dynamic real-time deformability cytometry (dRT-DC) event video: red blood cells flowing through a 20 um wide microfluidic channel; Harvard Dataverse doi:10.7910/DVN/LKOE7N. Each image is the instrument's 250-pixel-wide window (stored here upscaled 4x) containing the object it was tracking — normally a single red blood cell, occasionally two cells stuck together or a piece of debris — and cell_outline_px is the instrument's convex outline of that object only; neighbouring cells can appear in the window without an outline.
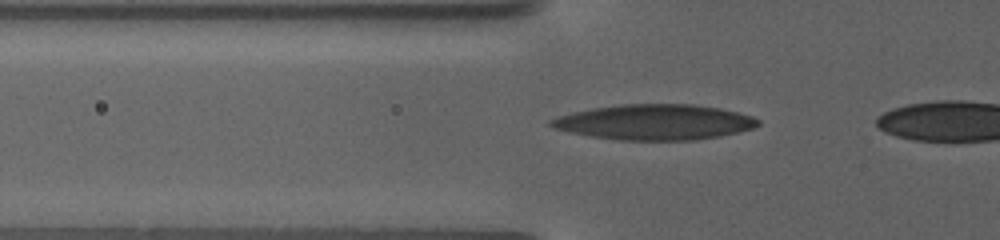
{"species": "human", "species_latin": "Homo sapiens", "temperature_condition": "warm", "stored_images_in_passage": 25, "camera_frame_rate_fps": 3000, "um_per_image_px": 0.085, "donor": {"sex": "female"}, "frame": {"image": 1, "passage_image": 2, "time_ms": 0.333, "image_size_px": [1000, 240], "cell_outline_px": [[760, 124], [752, 128], [720, 136], [692, 140], [620, 140], [588, 136], [568, 132], [552, 128], [548, 124], [548, 120], [556, 116], [572, 112], [592, 108], [620, 104], [692, 104], [720, 108], [752, 116], [760, 120]], "centroid_in_image_um": [55.57, 10.38], "position_along_channel_um": 70.2, "area_um2": 42.89}}
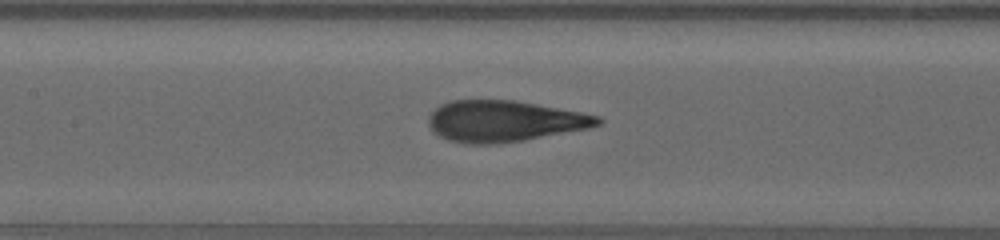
{"frame": {"image": 2, "passage_image": 9, "time_ms": 3.667, "image_size_px": [1000, 240], "cell_outline_px": [[604, 120], [600, 124], [588, 128], [524, 140], [496, 144], [464, 144], [448, 140], [432, 132], [428, 124], [428, 116], [440, 104], [448, 100], [516, 100], [580, 112], [600, 116]], "centroid_in_image_um": [42.82, 10.3], "position_along_channel_um": 164.6, "area_um2": 40.81}}
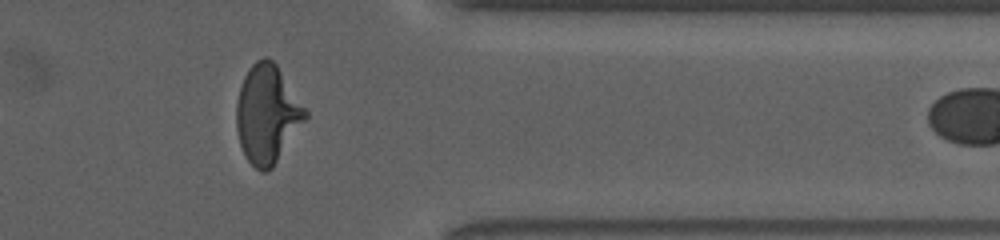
{"frame": {"image": 3, "passage_image": 23, "time_ms": 11.667, "image_size_px": [1000, 240], "cell_outline_px": [[308, 116], [272, 168], [268, 172], [260, 172], [248, 160], [240, 144], [236, 128], [236, 104], [240, 88], [244, 76], [248, 68], [256, 60], [264, 56], [268, 56], [276, 64], [308, 112]], "centroid_in_image_um": [22.7, 9.69], "position_along_channel_um": 388.7, "area_um2": 39.19}}